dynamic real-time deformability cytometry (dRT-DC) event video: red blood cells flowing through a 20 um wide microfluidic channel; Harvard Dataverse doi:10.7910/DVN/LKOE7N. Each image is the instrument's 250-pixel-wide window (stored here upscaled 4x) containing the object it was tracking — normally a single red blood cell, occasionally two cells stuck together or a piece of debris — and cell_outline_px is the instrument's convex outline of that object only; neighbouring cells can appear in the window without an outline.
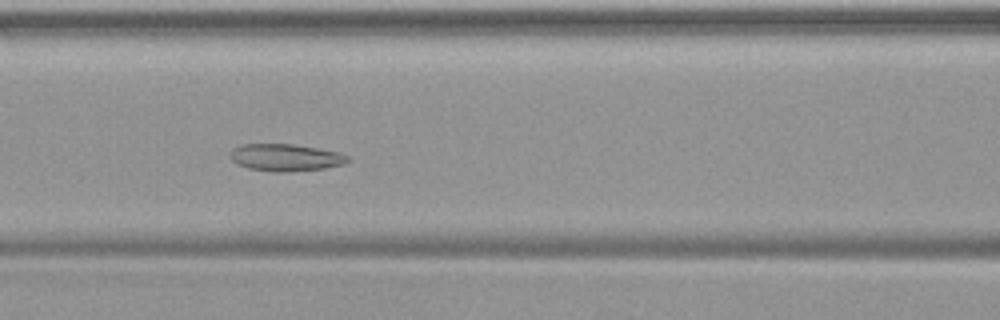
{"species": "common noctule bat (a hibernating species)", "species_latin": "Nyctalus noctula", "temperature_condition": "warm", "stored_images_in_passage": 47, "camera_frame_rate_fps": 3000, "um_per_image_px": 0.085, "animal": {"sex": "female", "body_mass_g": 19.9}, "frame": {"image": 1, "passage_image": 19, "time_ms": 6.0, "image_size_px": [1000, 320], "cell_outline_px": [[352, 160], [344, 164], [324, 168], [288, 172], [276, 172], [248, 168], [236, 164], [232, 160], [232, 152], [240, 144], [292, 144], [340, 152], [348, 156]], "centroid_in_image_um": [24.32, 13.39], "position_along_channel_um": 142.3, "area_um2": 18.5}}
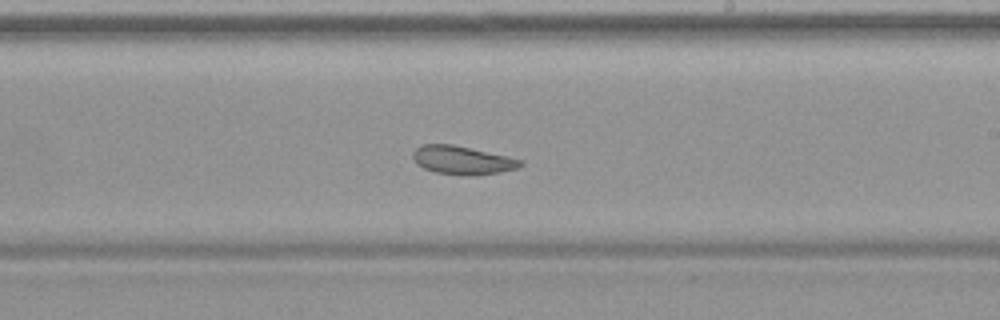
{"frame": {"image": 2, "passage_image": 27, "time_ms": 8.667, "image_size_px": [1000, 320], "cell_outline_px": [[524, 164], [516, 168], [500, 172], [436, 172], [424, 168], [416, 164], [412, 156], [412, 152], [420, 144], [452, 144], [524, 160]], "centroid_in_image_um": [39.24, 13.55], "position_along_channel_um": 249.8, "area_um2": 16.82}}
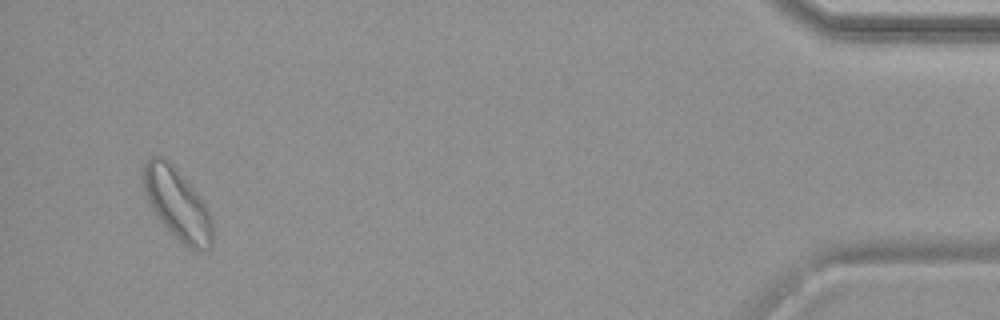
{"frame": {"image": 3, "passage_image": 45, "time_ms": 14.667, "image_size_px": [1000, 320], "cell_outline_px": [[212, 244], [208, 248], [196, 252], [188, 248], [160, 220], [148, 204], [140, 184], [140, 172], [144, 160], [152, 156], [164, 156], [184, 176], [200, 196], [212, 220]], "centroid_in_image_um": [14.99, 17.26], "position_along_channel_um": 420.2, "area_um2": 29.19}}